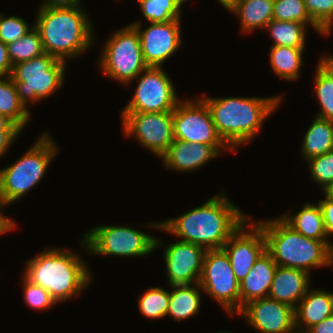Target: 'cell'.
<instances>
[{"label": "cell", "instance_id": "cell-1", "mask_svg": "<svg viewBox=\"0 0 333 333\" xmlns=\"http://www.w3.org/2000/svg\"><path fill=\"white\" fill-rule=\"evenodd\" d=\"M222 192L197 208L174 219L155 221L149 227L166 231L179 237L182 242L197 244L206 250L223 248L231 235L249 217Z\"/></svg>", "mask_w": 333, "mask_h": 333}, {"label": "cell", "instance_id": "cell-2", "mask_svg": "<svg viewBox=\"0 0 333 333\" xmlns=\"http://www.w3.org/2000/svg\"><path fill=\"white\" fill-rule=\"evenodd\" d=\"M200 98L206 103L218 134L235 151L260 132L266 118L280 106L282 96Z\"/></svg>", "mask_w": 333, "mask_h": 333}, {"label": "cell", "instance_id": "cell-3", "mask_svg": "<svg viewBox=\"0 0 333 333\" xmlns=\"http://www.w3.org/2000/svg\"><path fill=\"white\" fill-rule=\"evenodd\" d=\"M78 253L48 248L26 261L23 276L48 291L56 303L77 296L92 280V272Z\"/></svg>", "mask_w": 333, "mask_h": 333}, {"label": "cell", "instance_id": "cell-4", "mask_svg": "<svg viewBox=\"0 0 333 333\" xmlns=\"http://www.w3.org/2000/svg\"><path fill=\"white\" fill-rule=\"evenodd\" d=\"M34 26L40 33L44 52L68 61L94 43L93 26L82 6L39 7Z\"/></svg>", "mask_w": 333, "mask_h": 333}, {"label": "cell", "instance_id": "cell-5", "mask_svg": "<svg viewBox=\"0 0 333 333\" xmlns=\"http://www.w3.org/2000/svg\"><path fill=\"white\" fill-rule=\"evenodd\" d=\"M266 240V251L282 267L303 270L333 266V244L305 237L290 227L281 217L258 221Z\"/></svg>", "mask_w": 333, "mask_h": 333}, {"label": "cell", "instance_id": "cell-6", "mask_svg": "<svg viewBox=\"0 0 333 333\" xmlns=\"http://www.w3.org/2000/svg\"><path fill=\"white\" fill-rule=\"evenodd\" d=\"M57 153V145L46 131L17 161L0 169V202L7 207L40 183Z\"/></svg>", "mask_w": 333, "mask_h": 333}, {"label": "cell", "instance_id": "cell-7", "mask_svg": "<svg viewBox=\"0 0 333 333\" xmlns=\"http://www.w3.org/2000/svg\"><path fill=\"white\" fill-rule=\"evenodd\" d=\"M66 62L44 53L12 67L10 77L26 108L28 103H39L63 86Z\"/></svg>", "mask_w": 333, "mask_h": 333}, {"label": "cell", "instance_id": "cell-8", "mask_svg": "<svg viewBox=\"0 0 333 333\" xmlns=\"http://www.w3.org/2000/svg\"><path fill=\"white\" fill-rule=\"evenodd\" d=\"M124 226H96L82 234L81 245L90 254L144 257L162 244L157 237Z\"/></svg>", "mask_w": 333, "mask_h": 333}, {"label": "cell", "instance_id": "cell-9", "mask_svg": "<svg viewBox=\"0 0 333 333\" xmlns=\"http://www.w3.org/2000/svg\"><path fill=\"white\" fill-rule=\"evenodd\" d=\"M111 35L104 44L99 68L116 82L129 85L148 67L143 59L139 33L130 24Z\"/></svg>", "mask_w": 333, "mask_h": 333}, {"label": "cell", "instance_id": "cell-10", "mask_svg": "<svg viewBox=\"0 0 333 333\" xmlns=\"http://www.w3.org/2000/svg\"><path fill=\"white\" fill-rule=\"evenodd\" d=\"M199 285L230 316L240 311V285L223 248L206 250Z\"/></svg>", "mask_w": 333, "mask_h": 333}, {"label": "cell", "instance_id": "cell-11", "mask_svg": "<svg viewBox=\"0 0 333 333\" xmlns=\"http://www.w3.org/2000/svg\"><path fill=\"white\" fill-rule=\"evenodd\" d=\"M174 139L232 150L220 137L206 103L199 97L179 101L173 110Z\"/></svg>", "mask_w": 333, "mask_h": 333}, {"label": "cell", "instance_id": "cell-12", "mask_svg": "<svg viewBox=\"0 0 333 333\" xmlns=\"http://www.w3.org/2000/svg\"><path fill=\"white\" fill-rule=\"evenodd\" d=\"M123 133L161 158L174 140L173 111L122 112Z\"/></svg>", "mask_w": 333, "mask_h": 333}, {"label": "cell", "instance_id": "cell-13", "mask_svg": "<svg viewBox=\"0 0 333 333\" xmlns=\"http://www.w3.org/2000/svg\"><path fill=\"white\" fill-rule=\"evenodd\" d=\"M137 78L135 92L122 112H170L176 108L180 99L163 68L147 67Z\"/></svg>", "mask_w": 333, "mask_h": 333}, {"label": "cell", "instance_id": "cell-14", "mask_svg": "<svg viewBox=\"0 0 333 333\" xmlns=\"http://www.w3.org/2000/svg\"><path fill=\"white\" fill-rule=\"evenodd\" d=\"M180 20L150 23L145 29H142L140 21L131 24L139 33L143 59L148 67H162L163 63L180 48L182 43Z\"/></svg>", "mask_w": 333, "mask_h": 333}, {"label": "cell", "instance_id": "cell-15", "mask_svg": "<svg viewBox=\"0 0 333 333\" xmlns=\"http://www.w3.org/2000/svg\"><path fill=\"white\" fill-rule=\"evenodd\" d=\"M249 220L250 218L231 235L223 246L239 282L248 275L255 262L266 251V240L261 225L253 221L250 223Z\"/></svg>", "mask_w": 333, "mask_h": 333}, {"label": "cell", "instance_id": "cell-16", "mask_svg": "<svg viewBox=\"0 0 333 333\" xmlns=\"http://www.w3.org/2000/svg\"><path fill=\"white\" fill-rule=\"evenodd\" d=\"M261 333H294V308L269 297L248 302L237 313Z\"/></svg>", "mask_w": 333, "mask_h": 333}, {"label": "cell", "instance_id": "cell-17", "mask_svg": "<svg viewBox=\"0 0 333 333\" xmlns=\"http://www.w3.org/2000/svg\"><path fill=\"white\" fill-rule=\"evenodd\" d=\"M167 278L171 286L199 283L206 249L177 241L164 249Z\"/></svg>", "mask_w": 333, "mask_h": 333}, {"label": "cell", "instance_id": "cell-18", "mask_svg": "<svg viewBox=\"0 0 333 333\" xmlns=\"http://www.w3.org/2000/svg\"><path fill=\"white\" fill-rule=\"evenodd\" d=\"M219 154L211 145L174 139L168 151L160 159L167 169H173L176 172H192L218 157Z\"/></svg>", "mask_w": 333, "mask_h": 333}, {"label": "cell", "instance_id": "cell-19", "mask_svg": "<svg viewBox=\"0 0 333 333\" xmlns=\"http://www.w3.org/2000/svg\"><path fill=\"white\" fill-rule=\"evenodd\" d=\"M309 277L303 270L277 265L268 297L295 308L309 289Z\"/></svg>", "mask_w": 333, "mask_h": 333}, {"label": "cell", "instance_id": "cell-20", "mask_svg": "<svg viewBox=\"0 0 333 333\" xmlns=\"http://www.w3.org/2000/svg\"><path fill=\"white\" fill-rule=\"evenodd\" d=\"M294 315L296 331L306 332L313 325L333 315V292L308 289L294 308Z\"/></svg>", "mask_w": 333, "mask_h": 333}, {"label": "cell", "instance_id": "cell-21", "mask_svg": "<svg viewBox=\"0 0 333 333\" xmlns=\"http://www.w3.org/2000/svg\"><path fill=\"white\" fill-rule=\"evenodd\" d=\"M277 264L265 251L255 262L248 275L239 282L240 310L248 302L268 297Z\"/></svg>", "mask_w": 333, "mask_h": 333}, {"label": "cell", "instance_id": "cell-22", "mask_svg": "<svg viewBox=\"0 0 333 333\" xmlns=\"http://www.w3.org/2000/svg\"><path fill=\"white\" fill-rule=\"evenodd\" d=\"M166 316L174 320L188 319L200 312L202 288L199 283L171 286Z\"/></svg>", "mask_w": 333, "mask_h": 333}, {"label": "cell", "instance_id": "cell-23", "mask_svg": "<svg viewBox=\"0 0 333 333\" xmlns=\"http://www.w3.org/2000/svg\"><path fill=\"white\" fill-rule=\"evenodd\" d=\"M274 0H238L231 10L240 20L241 33L265 28L273 19Z\"/></svg>", "mask_w": 333, "mask_h": 333}, {"label": "cell", "instance_id": "cell-24", "mask_svg": "<svg viewBox=\"0 0 333 333\" xmlns=\"http://www.w3.org/2000/svg\"><path fill=\"white\" fill-rule=\"evenodd\" d=\"M290 227L305 237L320 241H328L322 211L319 204L306 203L302 210L293 216L284 214L280 216Z\"/></svg>", "mask_w": 333, "mask_h": 333}, {"label": "cell", "instance_id": "cell-25", "mask_svg": "<svg viewBox=\"0 0 333 333\" xmlns=\"http://www.w3.org/2000/svg\"><path fill=\"white\" fill-rule=\"evenodd\" d=\"M333 121L315 116L307 129L301 146V154L307 161L333 150Z\"/></svg>", "mask_w": 333, "mask_h": 333}, {"label": "cell", "instance_id": "cell-26", "mask_svg": "<svg viewBox=\"0 0 333 333\" xmlns=\"http://www.w3.org/2000/svg\"><path fill=\"white\" fill-rule=\"evenodd\" d=\"M317 65L314 92L321 108L315 116L333 121V61L325 55Z\"/></svg>", "mask_w": 333, "mask_h": 333}, {"label": "cell", "instance_id": "cell-27", "mask_svg": "<svg viewBox=\"0 0 333 333\" xmlns=\"http://www.w3.org/2000/svg\"><path fill=\"white\" fill-rule=\"evenodd\" d=\"M305 48L290 46H271L269 57L274 74L285 81H296L300 77V69L304 62L302 54Z\"/></svg>", "mask_w": 333, "mask_h": 333}, {"label": "cell", "instance_id": "cell-28", "mask_svg": "<svg viewBox=\"0 0 333 333\" xmlns=\"http://www.w3.org/2000/svg\"><path fill=\"white\" fill-rule=\"evenodd\" d=\"M30 113L21 102L12 78L0 77V114L23 130L30 120Z\"/></svg>", "mask_w": 333, "mask_h": 333}, {"label": "cell", "instance_id": "cell-29", "mask_svg": "<svg viewBox=\"0 0 333 333\" xmlns=\"http://www.w3.org/2000/svg\"><path fill=\"white\" fill-rule=\"evenodd\" d=\"M306 24L297 21H278L272 19L265 27L270 32L274 43L272 46H290L305 48Z\"/></svg>", "mask_w": 333, "mask_h": 333}, {"label": "cell", "instance_id": "cell-30", "mask_svg": "<svg viewBox=\"0 0 333 333\" xmlns=\"http://www.w3.org/2000/svg\"><path fill=\"white\" fill-rule=\"evenodd\" d=\"M7 51L12 66L45 53L40 33L34 25L22 38L7 44Z\"/></svg>", "mask_w": 333, "mask_h": 333}, {"label": "cell", "instance_id": "cell-31", "mask_svg": "<svg viewBox=\"0 0 333 333\" xmlns=\"http://www.w3.org/2000/svg\"><path fill=\"white\" fill-rule=\"evenodd\" d=\"M273 19L278 21H297L310 25L318 33L326 36L306 11L304 0H274Z\"/></svg>", "mask_w": 333, "mask_h": 333}, {"label": "cell", "instance_id": "cell-32", "mask_svg": "<svg viewBox=\"0 0 333 333\" xmlns=\"http://www.w3.org/2000/svg\"><path fill=\"white\" fill-rule=\"evenodd\" d=\"M170 292L162 287H151L138 299V309L149 319H162L166 316Z\"/></svg>", "mask_w": 333, "mask_h": 333}, {"label": "cell", "instance_id": "cell-33", "mask_svg": "<svg viewBox=\"0 0 333 333\" xmlns=\"http://www.w3.org/2000/svg\"><path fill=\"white\" fill-rule=\"evenodd\" d=\"M150 23L181 19L182 8L175 0H137Z\"/></svg>", "mask_w": 333, "mask_h": 333}, {"label": "cell", "instance_id": "cell-34", "mask_svg": "<svg viewBox=\"0 0 333 333\" xmlns=\"http://www.w3.org/2000/svg\"><path fill=\"white\" fill-rule=\"evenodd\" d=\"M304 2L313 22L329 35L333 27V0H304Z\"/></svg>", "mask_w": 333, "mask_h": 333}, {"label": "cell", "instance_id": "cell-35", "mask_svg": "<svg viewBox=\"0 0 333 333\" xmlns=\"http://www.w3.org/2000/svg\"><path fill=\"white\" fill-rule=\"evenodd\" d=\"M311 178L324 190L333 183V150L306 161Z\"/></svg>", "mask_w": 333, "mask_h": 333}, {"label": "cell", "instance_id": "cell-36", "mask_svg": "<svg viewBox=\"0 0 333 333\" xmlns=\"http://www.w3.org/2000/svg\"><path fill=\"white\" fill-rule=\"evenodd\" d=\"M31 29L23 18L13 15L5 17L0 13V40L6 45L19 40Z\"/></svg>", "mask_w": 333, "mask_h": 333}, {"label": "cell", "instance_id": "cell-37", "mask_svg": "<svg viewBox=\"0 0 333 333\" xmlns=\"http://www.w3.org/2000/svg\"><path fill=\"white\" fill-rule=\"evenodd\" d=\"M23 277L24 300L25 303L36 310H46L54 306L56 301L51 297L50 293L39 285H35Z\"/></svg>", "mask_w": 333, "mask_h": 333}, {"label": "cell", "instance_id": "cell-38", "mask_svg": "<svg viewBox=\"0 0 333 333\" xmlns=\"http://www.w3.org/2000/svg\"><path fill=\"white\" fill-rule=\"evenodd\" d=\"M318 204L322 211L324 227L327 238L333 234V202L325 197L323 200H319Z\"/></svg>", "mask_w": 333, "mask_h": 333}, {"label": "cell", "instance_id": "cell-39", "mask_svg": "<svg viewBox=\"0 0 333 333\" xmlns=\"http://www.w3.org/2000/svg\"><path fill=\"white\" fill-rule=\"evenodd\" d=\"M12 67L8 56L7 45L0 40V77L10 76Z\"/></svg>", "mask_w": 333, "mask_h": 333}, {"label": "cell", "instance_id": "cell-40", "mask_svg": "<svg viewBox=\"0 0 333 333\" xmlns=\"http://www.w3.org/2000/svg\"><path fill=\"white\" fill-rule=\"evenodd\" d=\"M22 131H0V159Z\"/></svg>", "mask_w": 333, "mask_h": 333}, {"label": "cell", "instance_id": "cell-41", "mask_svg": "<svg viewBox=\"0 0 333 333\" xmlns=\"http://www.w3.org/2000/svg\"><path fill=\"white\" fill-rule=\"evenodd\" d=\"M42 2L40 7L49 8H72L82 5L80 0H43Z\"/></svg>", "mask_w": 333, "mask_h": 333}, {"label": "cell", "instance_id": "cell-42", "mask_svg": "<svg viewBox=\"0 0 333 333\" xmlns=\"http://www.w3.org/2000/svg\"><path fill=\"white\" fill-rule=\"evenodd\" d=\"M307 333H333V315L310 327Z\"/></svg>", "mask_w": 333, "mask_h": 333}, {"label": "cell", "instance_id": "cell-43", "mask_svg": "<svg viewBox=\"0 0 333 333\" xmlns=\"http://www.w3.org/2000/svg\"><path fill=\"white\" fill-rule=\"evenodd\" d=\"M3 207L5 206L0 202V210H2ZM15 227L16 224L12 218H9L0 213V235L12 231V229H14Z\"/></svg>", "mask_w": 333, "mask_h": 333}, {"label": "cell", "instance_id": "cell-44", "mask_svg": "<svg viewBox=\"0 0 333 333\" xmlns=\"http://www.w3.org/2000/svg\"><path fill=\"white\" fill-rule=\"evenodd\" d=\"M0 131H22V129L6 116L0 114Z\"/></svg>", "mask_w": 333, "mask_h": 333}, {"label": "cell", "instance_id": "cell-45", "mask_svg": "<svg viewBox=\"0 0 333 333\" xmlns=\"http://www.w3.org/2000/svg\"><path fill=\"white\" fill-rule=\"evenodd\" d=\"M218 2H220L226 10L231 11L236 6L238 0H218Z\"/></svg>", "mask_w": 333, "mask_h": 333}, {"label": "cell", "instance_id": "cell-46", "mask_svg": "<svg viewBox=\"0 0 333 333\" xmlns=\"http://www.w3.org/2000/svg\"><path fill=\"white\" fill-rule=\"evenodd\" d=\"M322 192H324V195L327 199L333 202V183L322 190Z\"/></svg>", "mask_w": 333, "mask_h": 333}, {"label": "cell", "instance_id": "cell-47", "mask_svg": "<svg viewBox=\"0 0 333 333\" xmlns=\"http://www.w3.org/2000/svg\"><path fill=\"white\" fill-rule=\"evenodd\" d=\"M175 1L180 5V7H182L184 2H186L187 0H175Z\"/></svg>", "mask_w": 333, "mask_h": 333}, {"label": "cell", "instance_id": "cell-48", "mask_svg": "<svg viewBox=\"0 0 333 333\" xmlns=\"http://www.w3.org/2000/svg\"><path fill=\"white\" fill-rule=\"evenodd\" d=\"M333 61V55H327Z\"/></svg>", "mask_w": 333, "mask_h": 333}, {"label": "cell", "instance_id": "cell-49", "mask_svg": "<svg viewBox=\"0 0 333 333\" xmlns=\"http://www.w3.org/2000/svg\"><path fill=\"white\" fill-rule=\"evenodd\" d=\"M294 333H307V332H301V331H297V332H296V330H295Z\"/></svg>", "mask_w": 333, "mask_h": 333}, {"label": "cell", "instance_id": "cell-50", "mask_svg": "<svg viewBox=\"0 0 333 333\" xmlns=\"http://www.w3.org/2000/svg\"><path fill=\"white\" fill-rule=\"evenodd\" d=\"M216 333H231V332H223V331H222V332H216Z\"/></svg>", "mask_w": 333, "mask_h": 333}]
</instances>
